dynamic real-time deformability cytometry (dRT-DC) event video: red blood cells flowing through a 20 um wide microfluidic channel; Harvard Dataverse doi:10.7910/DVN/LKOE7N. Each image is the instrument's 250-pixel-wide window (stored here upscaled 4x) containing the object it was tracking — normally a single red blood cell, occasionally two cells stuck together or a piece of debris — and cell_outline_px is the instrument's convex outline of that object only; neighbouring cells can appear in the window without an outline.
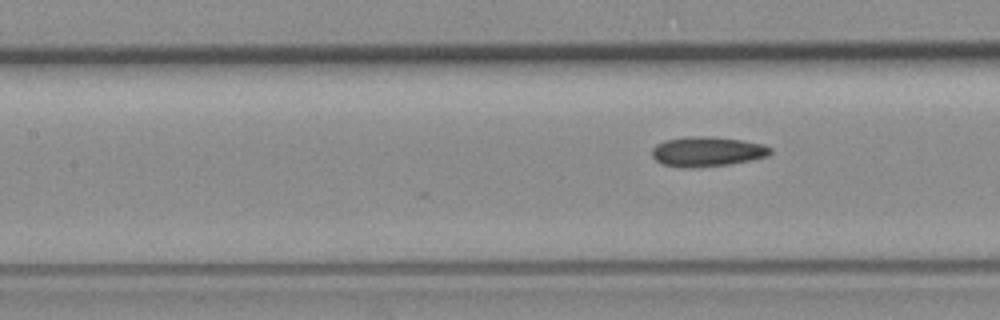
{"species": "common noctule bat (a hibernating species)", "species_latin": "Nyctalus noctula", "temperature_condition": "room temperature", "stored_images_in_passage": 12, "camera_frame_rate_fps": 3000, "um_per_image_px": 0.085, "animal": {"sex": "female", "body_mass_g": 19.3, "forearm_length_mm": 54.1}, "frame": {"image": 1, "passage_image": 12, "time_ms": 3.667, "image_size_px": [1000, 320], "cell_outline_px": [[772, 152], [768, 156], [728, 164], [692, 168], [684, 168], [664, 164], [656, 160], [652, 156], [652, 148], [656, 144], [664, 140], [688, 136], [712, 136], [740, 140], [764, 144], [772, 148]], "centroid_in_image_um": [60.09, 12.87], "position_along_channel_um": 147.3, "area_um2": 20.58}}